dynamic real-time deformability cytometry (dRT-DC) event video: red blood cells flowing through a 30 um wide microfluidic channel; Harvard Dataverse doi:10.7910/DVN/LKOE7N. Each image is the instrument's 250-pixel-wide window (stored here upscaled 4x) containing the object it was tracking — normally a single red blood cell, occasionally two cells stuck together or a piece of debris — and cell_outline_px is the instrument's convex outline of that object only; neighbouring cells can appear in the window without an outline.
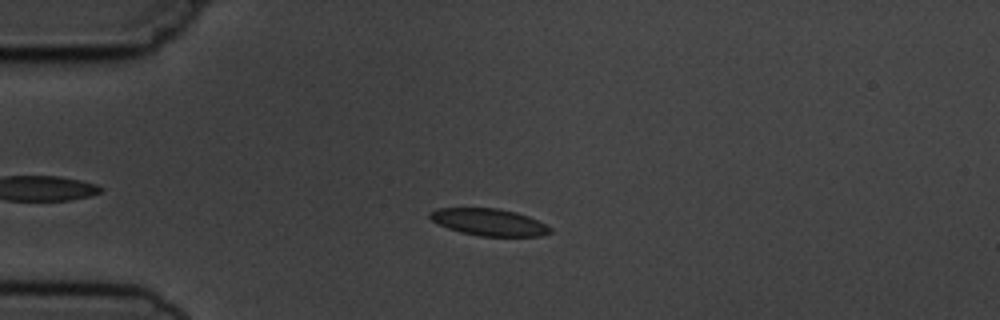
{"species": "common noctule bat (a hibernating species)", "species_latin": "Nyctalus noctula", "temperature_condition": "cold", "stored_images_in_passage": 3, "camera_frame_rate_fps": 3000, "um_per_image_px": 0.085, "animal": {"sex": "male", "body_mass_g": 19.5, "forearm_length_mm": 54.6}, "frame": {"image": 1, "passage_image": 2, "time_ms": 1.0, "image_size_px": [1000, 320], "cell_outline_px": [[552, 232], [540, 236], [480, 236], [460, 232], [448, 228], [432, 220], [428, 216], [428, 212], [436, 208], [500, 208], [516, 212], [528, 216], [552, 228]], "centroid_in_image_um": [41.55, 18.88], "position_along_channel_um": 43.5, "area_um2": 18.9}}